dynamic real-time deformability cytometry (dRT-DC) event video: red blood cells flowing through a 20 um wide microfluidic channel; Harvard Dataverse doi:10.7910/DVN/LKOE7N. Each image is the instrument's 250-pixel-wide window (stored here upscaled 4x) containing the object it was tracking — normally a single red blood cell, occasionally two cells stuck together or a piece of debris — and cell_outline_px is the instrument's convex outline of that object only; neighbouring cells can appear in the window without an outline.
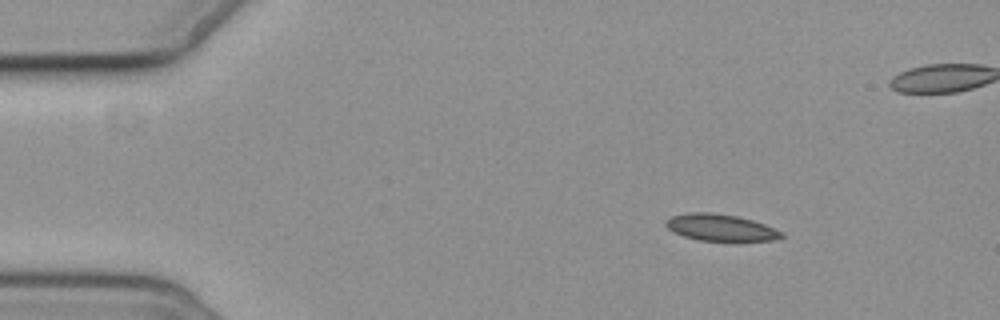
{"species": "common noctule bat (a hibernating species)", "species_latin": "Nyctalus noctula", "temperature_condition": "cold", "stored_images_in_passage": 7, "camera_frame_rate_fps": 3000, "um_per_image_px": 0.085, "animal": {"sex": "female", "body_mass_g": 19.3, "forearm_length_mm": 54.1}, "frame": {"image": 1, "passage_image": 3, "time_ms": 2.333, "image_size_px": [1000, 320], "cell_outline_px": [[784, 236], [772, 240], [736, 244], [700, 240], [684, 236], [672, 232], [664, 224], [664, 220], [672, 216], [688, 212], [712, 212], [736, 216], [752, 220], [764, 224], [784, 232]], "centroid_in_image_um": [61.28, 19.39], "position_along_channel_um": 23.7, "area_um2": 18.9}}
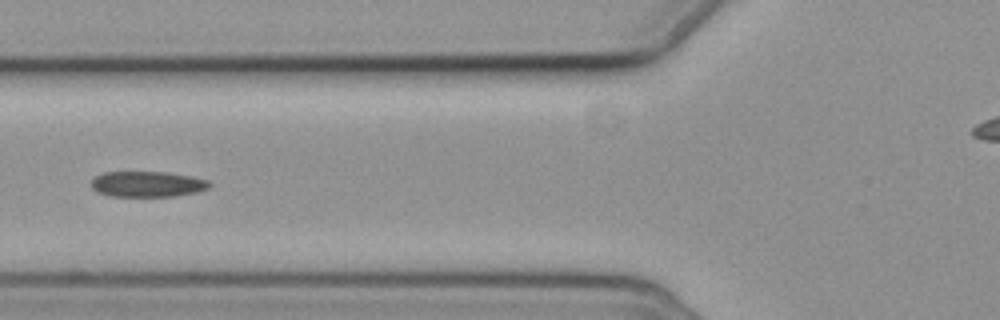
{"frame": {"image": 2, "passage_image": 7, "time_ms": 7.0, "image_size_px": [1000, 320], "cell_outline_px": [[212, 184], [208, 188], [196, 192], [176, 196], [112, 196], [96, 192], [92, 188], [92, 180], [96, 176], [104, 172], [164, 172], [192, 176], [208, 180]], "centroid_in_image_um": [12.54, 15.65], "position_along_channel_um": 113.3, "area_um2": 17.63}}